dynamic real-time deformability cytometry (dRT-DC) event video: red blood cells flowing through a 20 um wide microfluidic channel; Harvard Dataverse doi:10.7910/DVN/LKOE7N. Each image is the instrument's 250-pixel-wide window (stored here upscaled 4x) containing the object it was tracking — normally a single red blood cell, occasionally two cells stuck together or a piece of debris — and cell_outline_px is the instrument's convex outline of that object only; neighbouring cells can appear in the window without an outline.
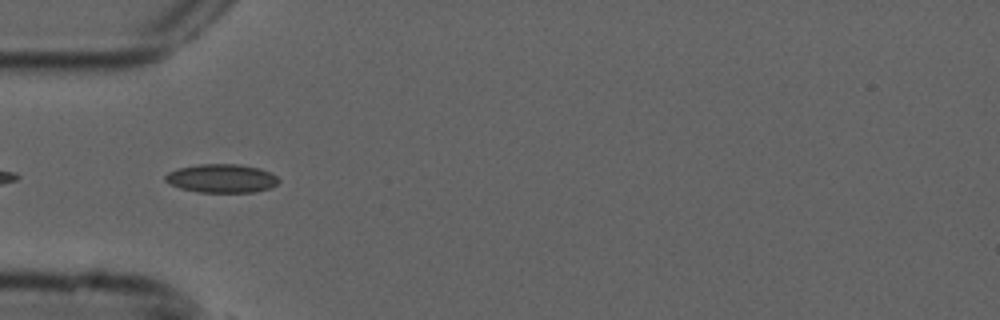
{"species": "common noctule bat (a hibernating species)", "species_latin": "Nyctalus noctula", "temperature_condition": "cold", "stored_images_in_passage": 9, "camera_frame_rate_fps": 3000, "um_per_image_px": 0.085, "animal": {"sex": "male", "forearm_length_mm": 52.5}, "frame": {"image": 1, "passage_image": 4, "time_ms": 1.0, "image_size_px": [1000, 320], "cell_outline_px": [[280, 180], [276, 184], [268, 188], [256, 192], [200, 192], [180, 188], [164, 180], [164, 176], [168, 172], [176, 168], [200, 164], [240, 164], [260, 168], [276, 176]], "centroid_in_image_um": [18.82, 15.15], "position_along_channel_um": 66.2, "area_um2": 18.84}}
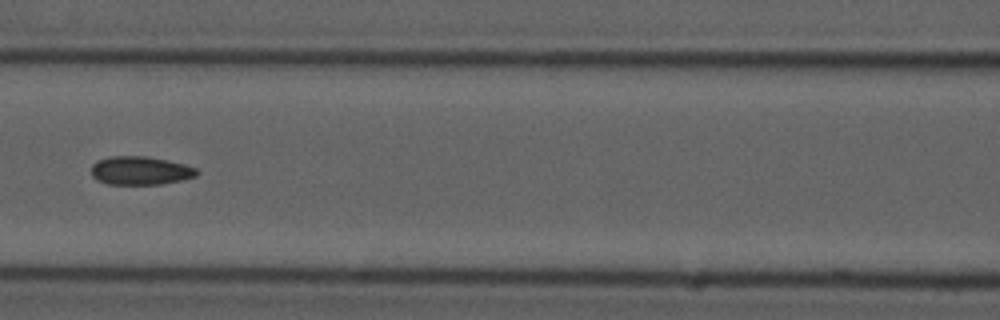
{"frame": {"image": 2, "passage_image": 6, "time_ms": 1.667, "image_size_px": [1000, 320], "cell_outline_px": [[200, 172], [196, 176], [180, 180], [160, 184], [108, 184], [92, 176], [92, 164], [96, 160], [112, 156], [144, 156], [168, 160], [184, 164], [196, 168]], "centroid_in_image_um": [11.94, 14.49], "position_along_channel_um": 154.7, "area_um2": 17.4}}
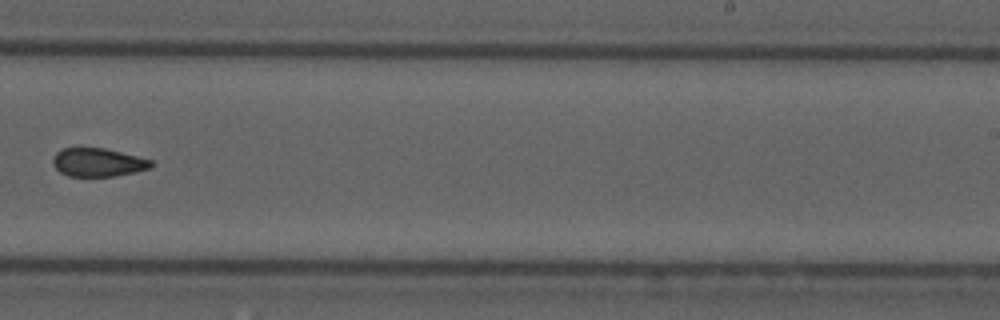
{"frame": {"image": 3, "passage_image": 9, "time_ms": 2.667, "image_size_px": [1000, 320], "cell_outline_px": [[156, 164], [152, 168], [136, 172], [116, 176], [68, 176], [60, 172], [52, 164], [52, 160], [56, 152], [64, 148], [104, 148], [152, 160]], "centroid_in_image_um": [8.36, 13.81], "position_along_channel_um": 280.6, "area_um2": 16.36}}